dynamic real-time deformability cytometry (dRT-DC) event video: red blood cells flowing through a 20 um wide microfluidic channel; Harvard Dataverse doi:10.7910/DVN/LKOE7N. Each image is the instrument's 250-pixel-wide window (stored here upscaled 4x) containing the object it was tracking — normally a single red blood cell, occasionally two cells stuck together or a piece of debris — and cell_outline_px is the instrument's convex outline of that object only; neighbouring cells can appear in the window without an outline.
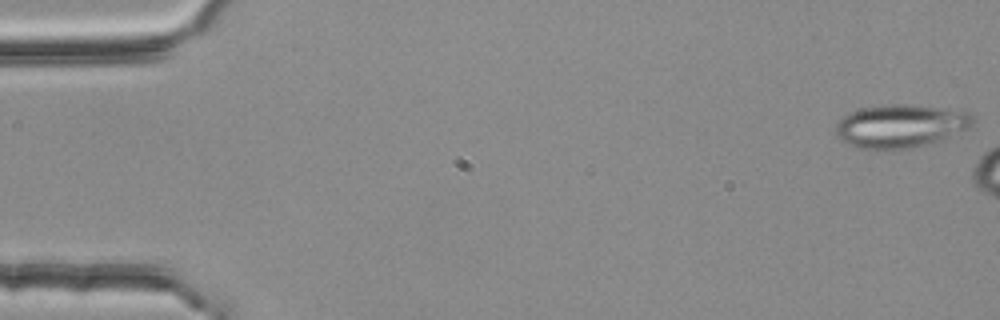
{"species": "common noctule bat (a hibernating species)", "species_latin": "Nyctalus noctula", "temperature_condition": "room temperature", "stored_images_in_passage": 3, "camera_frame_rate_fps": 3000, "um_per_image_px": 0.085, "animal": {"sex": "female", "body_mass_g": 25.1}, "frame": {"image": 1, "passage_image": 1, "time_ms": 0.0, "image_size_px": [1000, 320], "cell_outline_px": [[972, 128], [944, 140], [912, 148], [860, 148], [836, 136], [836, 124], [844, 116], [852, 112], [864, 108], [880, 104], [912, 104], [944, 108], [968, 112], [972, 116]], "centroid_in_image_um": [76.62, 10.69], "position_along_channel_um": 8.4, "area_um2": 34.39}}